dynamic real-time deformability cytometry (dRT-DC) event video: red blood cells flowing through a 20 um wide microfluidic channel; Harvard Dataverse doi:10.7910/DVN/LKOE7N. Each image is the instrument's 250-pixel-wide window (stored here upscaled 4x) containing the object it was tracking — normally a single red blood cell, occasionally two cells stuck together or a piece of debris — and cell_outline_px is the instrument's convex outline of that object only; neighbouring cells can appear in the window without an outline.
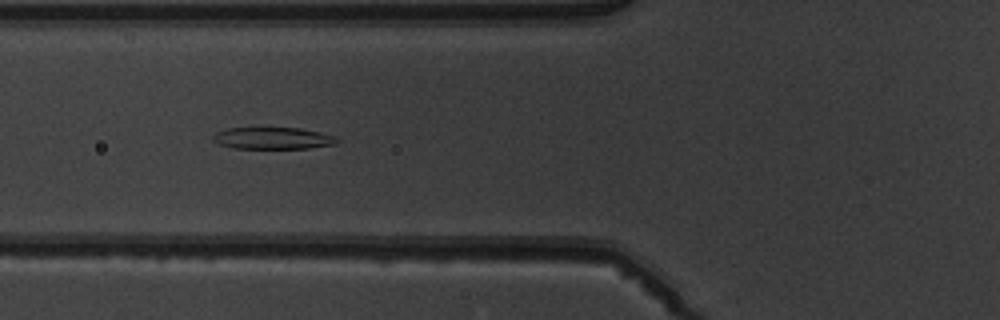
{"species": "common noctule bat (a hibernating species)", "species_latin": "Nyctalus noctula", "temperature_condition": "warm", "stored_images_in_passage": 6, "camera_frame_rate_fps": 3000, "um_per_image_px": 0.085, "animal": {"sex": "male", "body_mass_g": 19.5, "forearm_length_mm": 54.6}, "frame": {"image": 1, "passage_image": 4, "time_ms": 4.333, "image_size_px": [1000, 320], "cell_outline_px": [[340, 140], [336, 144], [308, 148], [232, 148], [220, 144], [212, 140], [212, 136], [216, 132], [228, 128], [300, 128], [320, 132], [336, 136]], "centroid_in_image_um": [23.21, 11.75], "position_along_channel_um": 102.6, "area_um2": 15.78}}
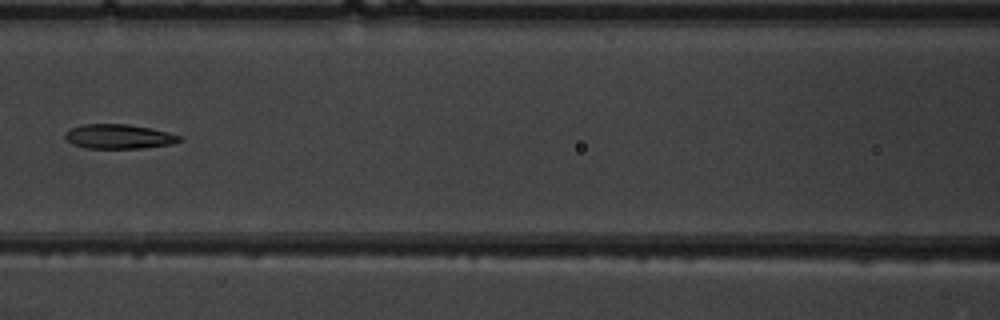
{"frame": {"image": 2, "passage_image": 5, "time_ms": 5.667, "image_size_px": [1000, 320], "cell_outline_px": [[184, 140], [172, 144], [140, 148], [84, 148], [72, 144], [64, 136], [64, 132], [72, 128], [84, 124], [128, 124], [152, 128], [180, 136]], "centroid_in_image_um": [10.09, 11.6], "position_along_channel_um": 156.5, "area_um2": 16.3}}
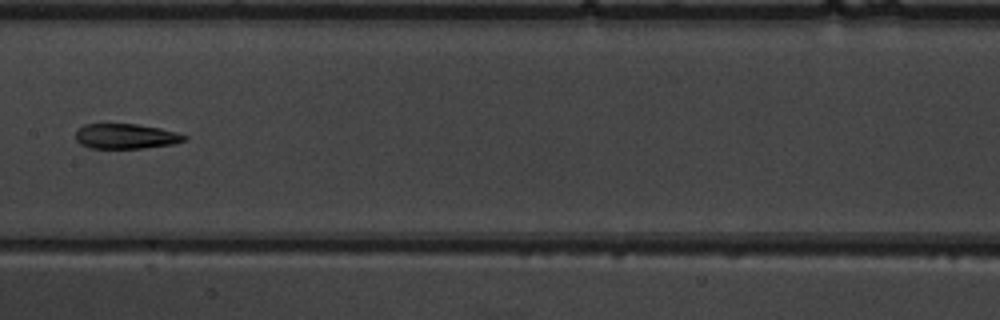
{"frame": {"image": 3, "passage_image": 6, "time_ms": 6.667, "image_size_px": [1000, 320], "cell_outline_px": [[188, 140], [172, 144], [144, 148], [88, 148], [80, 144], [76, 140], [76, 132], [84, 124], [136, 124], [160, 128], [176, 132], [188, 136]], "centroid_in_image_um": [10.71, 11.59], "position_along_channel_um": 196.7, "area_um2": 15.9}}